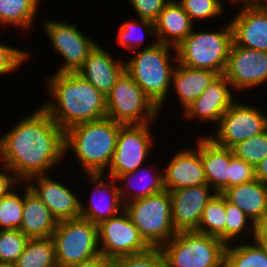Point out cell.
<instances>
[{"mask_svg":"<svg viewBox=\"0 0 267 267\" xmlns=\"http://www.w3.org/2000/svg\"><path fill=\"white\" fill-rule=\"evenodd\" d=\"M158 42L176 48L193 30L194 23L176 0H170L154 21Z\"/></svg>","mask_w":267,"mask_h":267,"instance_id":"22","label":"cell"},{"mask_svg":"<svg viewBox=\"0 0 267 267\" xmlns=\"http://www.w3.org/2000/svg\"><path fill=\"white\" fill-rule=\"evenodd\" d=\"M98 236L100 253L112 262L119 257L139 254L150 248L125 210L101 222L98 225Z\"/></svg>","mask_w":267,"mask_h":267,"instance_id":"13","label":"cell"},{"mask_svg":"<svg viewBox=\"0 0 267 267\" xmlns=\"http://www.w3.org/2000/svg\"><path fill=\"white\" fill-rule=\"evenodd\" d=\"M267 248V241H260Z\"/></svg>","mask_w":267,"mask_h":267,"instance_id":"49","label":"cell"},{"mask_svg":"<svg viewBox=\"0 0 267 267\" xmlns=\"http://www.w3.org/2000/svg\"><path fill=\"white\" fill-rule=\"evenodd\" d=\"M43 22V28L52 42L53 50L64 60L55 73L77 72L98 42L90 38L91 36L82 34L77 24H70L60 19L50 20V18Z\"/></svg>","mask_w":267,"mask_h":267,"instance_id":"12","label":"cell"},{"mask_svg":"<svg viewBox=\"0 0 267 267\" xmlns=\"http://www.w3.org/2000/svg\"><path fill=\"white\" fill-rule=\"evenodd\" d=\"M259 241H267V219L257 226V237Z\"/></svg>","mask_w":267,"mask_h":267,"instance_id":"45","label":"cell"},{"mask_svg":"<svg viewBox=\"0 0 267 267\" xmlns=\"http://www.w3.org/2000/svg\"><path fill=\"white\" fill-rule=\"evenodd\" d=\"M15 267H58L52 237L29 239Z\"/></svg>","mask_w":267,"mask_h":267,"instance_id":"30","label":"cell"},{"mask_svg":"<svg viewBox=\"0 0 267 267\" xmlns=\"http://www.w3.org/2000/svg\"><path fill=\"white\" fill-rule=\"evenodd\" d=\"M52 238L58 267L79 264L100 254L98 225L81 217L59 221Z\"/></svg>","mask_w":267,"mask_h":267,"instance_id":"9","label":"cell"},{"mask_svg":"<svg viewBox=\"0 0 267 267\" xmlns=\"http://www.w3.org/2000/svg\"><path fill=\"white\" fill-rule=\"evenodd\" d=\"M25 187L20 232L29 239L52 237L57 220L52 216L49 208L29 189L27 183Z\"/></svg>","mask_w":267,"mask_h":267,"instance_id":"25","label":"cell"},{"mask_svg":"<svg viewBox=\"0 0 267 267\" xmlns=\"http://www.w3.org/2000/svg\"><path fill=\"white\" fill-rule=\"evenodd\" d=\"M117 267H166V261L159 247H150L147 251L122 256L113 261Z\"/></svg>","mask_w":267,"mask_h":267,"instance_id":"38","label":"cell"},{"mask_svg":"<svg viewBox=\"0 0 267 267\" xmlns=\"http://www.w3.org/2000/svg\"><path fill=\"white\" fill-rule=\"evenodd\" d=\"M215 194L209 185L170 191L171 218L176 232L197 231L202 211Z\"/></svg>","mask_w":267,"mask_h":267,"instance_id":"16","label":"cell"},{"mask_svg":"<svg viewBox=\"0 0 267 267\" xmlns=\"http://www.w3.org/2000/svg\"><path fill=\"white\" fill-rule=\"evenodd\" d=\"M222 194L230 203L242 210L256 226L264 221L267 206V184L255 179L227 188Z\"/></svg>","mask_w":267,"mask_h":267,"instance_id":"23","label":"cell"},{"mask_svg":"<svg viewBox=\"0 0 267 267\" xmlns=\"http://www.w3.org/2000/svg\"><path fill=\"white\" fill-rule=\"evenodd\" d=\"M195 148H185L170 158L163 168L164 188L174 191L180 188L208 185L203 162L200 157V136Z\"/></svg>","mask_w":267,"mask_h":267,"instance_id":"17","label":"cell"},{"mask_svg":"<svg viewBox=\"0 0 267 267\" xmlns=\"http://www.w3.org/2000/svg\"><path fill=\"white\" fill-rule=\"evenodd\" d=\"M243 231H247V233ZM244 234H247L248 237L252 236V240L256 239L257 226L242 210L226 199L225 244L243 241Z\"/></svg>","mask_w":267,"mask_h":267,"instance_id":"33","label":"cell"},{"mask_svg":"<svg viewBox=\"0 0 267 267\" xmlns=\"http://www.w3.org/2000/svg\"><path fill=\"white\" fill-rule=\"evenodd\" d=\"M223 75L233 90L241 92L265 84L267 81V51L244 48L233 42Z\"/></svg>","mask_w":267,"mask_h":267,"instance_id":"14","label":"cell"},{"mask_svg":"<svg viewBox=\"0 0 267 267\" xmlns=\"http://www.w3.org/2000/svg\"><path fill=\"white\" fill-rule=\"evenodd\" d=\"M200 157L208 185L216 193H223L229 188L230 148L219 146L206 135H202Z\"/></svg>","mask_w":267,"mask_h":267,"instance_id":"24","label":"cell"},{"mask_svg":"<svg viewBox=\"0 0 267 267\" xmlns=\"http://www.w3.org/2000/svg\"><path fill=\"white\" fill-rule=\"evenodd\" d=\"M257 7L267 8V0H257Z\"/></svg>","mask_w":267,"mask_h":267,"instance_id":"47","label":"cell"},{"mask_svg":"<svg viewBox=\"0 0 267 267\" xmlns=\"http://www.w3.org/2000/svg\"><path fill=\"white\" fill-rule=\"evenodd\" d=\"M30 58V52L0 42V75L9 74L20 68Z\"/></svg>","mask_w":267,"mask_h":267,"instance_id":"39","label":"cell"},{"mask_svg":"<svg viewBox=\"0 0 267 267\" xmlns=\"http://www.w3.org/2000/svg\"><path fill=\"white\" fill-rule=\"evenodd\" d=\"M255 179V167L236 157L230 148L229 188Z\"/></svg>","mask_w":267,"mask_h":267,"instance_id":"40","label":"cell"},{"mask_svg":"<svg viewBox=\"0 0 267 267\" xmlns=\"http://www.w3.org/2000/svg\"><path fill=\"white\" fill-rule=\"evenodd\" d=\"M0 199L7 195L14 186H18L21 183L15 175L9 170V168L0 163Z\"/></svg>","mask_w":267,"mask_h":267,"instance_id":"42","label":"cell"},{"mask_svg":"<svg viewBox=\"0 0 267 267\" xmlns=\"http://www.w3.org/2000/svg\"><path fill=\"white\" fill-rule=\"evenodd\" d=\"M25 183L49 208L57 222L81 216V200L66 184L54 180L50 175L33 176Z\"/></svg>","mask_w":267,"mask_h":267,"instance_id":"15","label":"cell"},{"mask_svg":"<svg viewBox=\"0 0 267 267\" xmlns=\"http://www.w3.org/2000/svg\"><path fill=\"white\" fill-rule=\"evenodd\" d=\"M256 179L267 184V156L255 167Z\"/></svg>","mask_w":267,"mask_h":267,"instance_id":"44","label":"cell"},{"mask_svg":"<svg viewBox=\"0 0 267 267\" xmlns=\"http://www.w3.org/2000/svg\"><path fill=\"white\" fill-rule=\"evenodd\" d=\"M150 124L120 127L115 152L104 176L116 178L145 166L143 164L149 158L154 141Z\"/></svg>","mask_w":267,"mask_h":267,"instance_id":"11","label":"cell"},{"mask_svg":"<svg viewBox=\"0 0 267 267\" xmlns=\"http://www.w3.org/2000/svg\"><path fill=\"white\" fill-rule=\"evenodd\" d=\"M226 197L216 193L205 205L198 232L217 237L225 243Z\"/></svg>","mask_w":267,"mask_h":267,"instance_id":"31","label":"cell"},{"mask_svg":"<svg viewBox=\"0 0 267 267\" xmlns=\"http://www.w3.org/2000/svg\"><path fill=\"white\" fill-rule=\"evenodd\" d=\"M28 240L19 229L0 230V264H14Z\"/></svg>","mask_w":267,"mask_h":267,"instance_id":"36","label":"cell"},{"mask_svg":"<svg viewBox=\"0 0 267 267\" xmlns=\"http://www.w3.org/2000/svg\"><path fill=\"white\" fill-rule=\"evenodd\" d=\"M106 106V117L122 125H143L160 117L156 105L126 70L106 96Z\"/></svg>","mask_w":267,"mask_h":267,"instance_id":"8","label":"cell"},{"mask_svg":"<svg viewBox=\"0 0 267 267\" xmlns=\"http://www.w3.org/2000/svg\"><path fill=\"white\" fill-rule=\"evenodd\" d=\"M1 164L21 182L47 175L65 156V131L40 106L0 136Z\"/></svg>","mask_w":267,"mask_h":267,"instance_id":"1","label":"cell"},{"mask_svg":"<svg viewBox=\"0 0 267 267\" xmlns=\"http://www.w3.org/2000/svg\"><path fill=\"white\" fill-rule=\"evenodd\" d=\"M216 133L207 135L215 144L232 148L267 129V115L259 107L236 100L220 117Z\"/></svg>","mask_w":267,"mask_h":267,"instance_id":"10","label":"cell"},{"mask_svg":"<svg viewBox=\"0 0 267 267\" xmlns=\"http://www.w3.org/2000/svg\"><path fill=\"white\" fill-rule=\"evenodd\" d=\"M146 166L148 169L146 167H145V169H143L142 167H144V166H140L135 171L128 172V173H125L122 175H118L115 178L116 181L119 182L117 185H118V190H119L123 204L131 202L133 200L146 198L148 196L158 194V193L163 192L165 190L163 170L159 169L160 171H157L155 169L154 171H156V173H153L154 174L153 175L151 173L152 172L151 168H149L148 165H146ZM139 173H141L142 175ZM149 173H150V175H149ZM135 181H137V184ZM138 181H139V183H138ZM133 185H135L137 187V189L135 186L133 187ZM131 187L134 189H132ZM129 189L130 190L132 189V191L130 192ZM128 192H130V193H128Z\"/></svg>","mask_w":267,"mask_h":267,"instance_id":"27","label":"cell"},{"mask_svg":"<svg viewBox=\"0 0 267 267\" xmlns=\"http://www.w3.org/2000/svg\"><path fill=\"white\" fill-rule=\"evenodd\" d=\"M23 206L24 192L22 195L12 189L0 199V230L20 229L23 221Z\"/></svg>","mask_w":267,"mask_h":267,"instance_id":"34","label":"cell"},{"mask_svg":"<svg viewBox=\"0 0 267 267\" xmlns=\"http://www.w3.org/2000/svg\"><path fill=\"white\" fill-rule=\"evenodd\" d=\"M126 20L121 23L116 37L118 45L126 50L133 53L135 49L137 51V48L145 42L146 35H149V37L156 36L154 22L147 19H138V22H136L137 20L134 21L132 17ZM144 33L147 34L145 35Z\"/></svg>","mask_w":267,"mask_h":267,"instance_id":"32","label":"cell"},{"mask_svg":"<svg viewBox=\"0 0 267 267\" xmlns=\"http://www.w3.org/2000/svg\"><path fill=\"white\" fill-rule=\"evenodd\" d=\"M112 261L106 258L102 253L69 267H109Z\"/></svg>","mask_w":267,"mask_h":267,"instance_id":"43","label":"cell"},{"mask_svg":"<svg viewBox=\"0 0 267 267\" xmlns=\"http://www.w3.org/2000/svg\"><path fill=\"white\" fill-rule=\"evenodd\" d=\"M244 238L226 245L224 267H267V248L257 238Z\"/></svg>","mask_w":267,"mask_h":267,"instance_id":"28","label":"cell"},{"mask_svg":"<svg viewBox=\"0 0 267 267\" xmlns=\"http://www.w3.org/2000/svg\"><path fill=\"white\" fill-rule=\"evenodd\" d=\"M229 21L237 46L267 51V8L240 9Z\"/></svg>","mask_w":267,"mask_h":267,"instance_id":"20","label":"cell"},{"mask_svg":"<svg viewBox=\"0 0 267 267\" xmlns=\"http://www.w3.org/2000/svg\"><path fill=\"white\" fill-rule=\"evenodd\" d=\"M124 210L150 247L160 248L177 234L168 190L125 203Z\"/></svg>","mask_w":267,"mask_h":267,"instance_id":"7","label":"cell"},{"mask_svg":"<svg viewBox=\"0 0 267 267\" xmlns=\"http://www.w3.org/2000/svg\"><path fill=\"white\" fill-rule=\"evenodd\" d=\"M231 149L236 157L256 167L267 156V129L237 143Z\"/></svg>","mask_w":267,"mask_h":267,"instance_id":"35","label":"cell"},{"mask_svg":"<svg viewBox=\"0 0 267 267\" xmlns=\"http://www.w3.org/2000/svg\"><path fill=\"white\" fill-rule=\"evenodd\" d=\"M0 267H15L14 264H0Z\"/></svg>","mask_w":267,"mask_h":267,"instance_id":"48","label":"cell"},{"mask_svg":"<svg viewBox=\"0 0 267 267\" xmlns=\"http://www.w3.org/2000/svg\"><path fill=\"white\" fill-rule=\"evenodd\" d=\"M265 219H267V206H266V212H265Z\"/></svg>","mask_w":267,"mask_h":267,"instance_id":"51","label":"cell"},{"mask_svg":"<svg viewBox=\"0 0 267 267\" xmlns=\"http://www.w3.org/2000/svg\"><path fill=\"white\" fill-rule=\"evenodd\" d=\"M176 64L171 85L184 111L220 74L215 71L189 68L178 62Z\"/></svg>","mask_w":267,"mask_h":267,"instance_id":"26","label":"cell"},{"mask_svg":"<svg viewBox=\"0 0 267 267\" xmlns=\"http://www.w3.org/2000/svg\"><path fill=\"white\" fill-rule=\"evenodd\" d=\"M40 1L42 0H0L1 26L32 29L37 12L39 13Z\"/></svg>","mask_w":267,"mask_h":267,"instance_id":"29","label":"cell"},{"mask_svg":"<svg viewBox=\"0 0 267 267\" xmlns=\"http://www.w3.org/2000/svg\"><path fill=\"white\" fill-rule=\"evenodd\" d=\"M191 21L206 20L224 13L222 0H177Z\"/></svg>","mask_w":267,"mask_h":267,"instance_id":"37","label":"cell"},{"mask_svg":"<svg viewBox=\"0 0 267 267\" xmlns=\"http://www.w3.org/2000/svg\"><path fill=\"white\" fill-rule=\"evenodd\" d=\"M233 95V88L221 74L183 111L182 116L190 121L197 118L200 122L207 123L210 120L218 123L220 117L238 99H234Z\"/></svg>","mask_w":267,"mask_h":267,"instance_id":"19","label":"cell"},{"mask_svg":"<svg viewBox=\"0 0 267 267\" xmlns=\"http://www.w3.org/2000/svg\"><path fill=\"white\" fill-rule=\"evenodd\" d=\"M121 126L108 117L74 125L65 131V153L75 154L84 174H104Z\"/></svg>","mask_w":267,"mask_h":267,"instance_id":"3","label":"cell"},{"mask_svg":"<svg viewBox=\"0 0 267 267\" xmlns=\"http://www.w3.org/2000/svg\"><path fill=\"white\" fill-rule=\"evenodd\" d=\"M232 5L241 6L239 9L257 7V0H228ZM241 3V4H240Z\"/></svg>","mask_w":267,"mask_h":267,"instance_id":"46","label":"cell"},{"mask_svg":"<svg viewBox=\"0 0 267 267\" xmlns=\"http://www.w3.org/2000/svg\"><path fill=\"white\" fill-rule=\"evenodd\" d=\"M219 31L196 30L176 47L177 62L193 69L224 73L233 43L230 21Z\"/></svg>","mask_w":267,"mask_h":267,"instance_id":"5","label":"cell"},{"mask_svg":"<svg viewBox=\"0 0 267 267\" xmlns=\"http://www.w3.org/2000/svg\"><path fill=\"white\" fill-rule=\"evenodd\" d=\"M171 47L155 40L147 47L133 52L131 59L125 62L126 72L156 105L159 114L170 93L175 68L173 65L177 63L176 48ZM170 49L173 50L172 53L169 52Z\"/></svg>","mask_w":267,"mask_h":267,"instance_id":"4","label":"cell"},{"mask_svg":"<svg viewBox=\"0 0 267 267\" xmlns=\"http://www.w3.org/2000/svg\"><path fill=\"white\" fill-rule=\"evenodd\" d=\"M170 0H128L139 19L154 22Z\"/></svg>","mask_w":267,"mask_h":267,"instance_id":"41","label":"cell"},{"mask_svg":"<svg viewBox=\"0 0 267 267\" xmlns=\"http://www.w3.org/2000/svg\"><path fill=\"white\" fill-rule=\"evenodd\" d=\"M124 71L125 61L114 60L98 43L77 73L107 96Z\"/></svg>","mask_w":267,"mask_h":267,"instance_id":"21","label":"cell"},{"mask_svg":"<svg viewBox=\"0 0 267 267\" xmlns=\"http://www.w3.org/2000/svg\"><path fill=\"white\" fill-rule=\"evenodd\" d=\"M47 86L53 99L48 98L41 107L64 131L106 117V96L77 72H54Z\"/></svg>","mask_w":267,"mask_h":267,"instance_id":"2","label":"cell"},{"mask_svg":"<svg viewBox=\"0 0 267 267\" xmlns=\"http://www.w3.org/2000/svg\"><path fill=\"white\" fill-rule=\"evenodd\" d=\"M226 244L198 231L177 232L160 249L166 267H224Z\"/></svg>","mask_w":267,"mask_h":267,"instance_id":"6","label":"cell"},{"mask_svg":"<svg viewBox=\"0 0 267 267\" xmlns=\"http://www.w3.org/2000/svg\"><path fill=\"white\" fill-rule=\"evenodd\" d=\"M109 267H117V266L112 262Z\"/></svg>","mask_w":267,"mask_h":267,"instance_id":"50","label":"cell"},{"mask_svg":"<svg viewBox=\"0 0 267 267\" xmlns=\"http://www.w3.org/2000/svg\"><path fill=\"white\" fill-rule=\"evenodd\" d=\"M85 176L94 188L91 191L90 204L87 206L81 201V218L99 225L124 210L115 178L103 174H85ZM103 177H106V180Z\"/></svg>","mask_w":267,"mask_h":267,"instance_id":"18","label":"cell"}]
</instances>
